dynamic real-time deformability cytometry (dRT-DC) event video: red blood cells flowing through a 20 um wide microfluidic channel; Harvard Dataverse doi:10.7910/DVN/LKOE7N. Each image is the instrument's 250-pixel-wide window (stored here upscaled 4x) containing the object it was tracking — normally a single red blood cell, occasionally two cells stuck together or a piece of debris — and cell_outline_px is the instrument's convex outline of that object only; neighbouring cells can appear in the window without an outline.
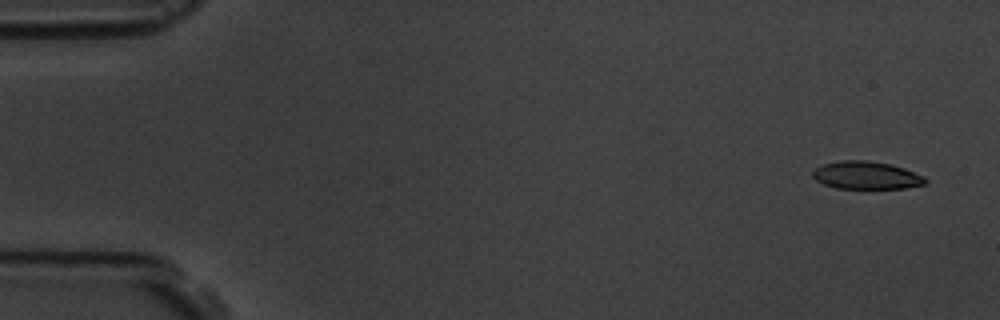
{"species": "common noctule bat (a hibernating species)", "species_latin": "Nyctalus noctula", "temperature_condition": "room temperature", "stored_images_in_passage": 4, "camera_frame_rate_fps": 3000, "um_per_image_px": 0.085, "animal": {"sex": "male", "body_mass_g": 19.5, "forearm_length_mm": 54.6}, "frame": {"image": 1, "passage_image": 1, "time_ms": 0.0, "image_size_px": [1000, 320], "cell_outline_px": [[928, 180], [924, 184], [904, 188], [836, 188], [824, 184], [816, 180], [812, 176], [812, 172], [816, 168], [824, 164], [844, 160], [868, 160], [888, 164], [904, 168], [924, 176]], "centroid_in_image_um": [73.64, 14.9], "position_along_channel_um": 11.4, "area_um2": 18.03}}